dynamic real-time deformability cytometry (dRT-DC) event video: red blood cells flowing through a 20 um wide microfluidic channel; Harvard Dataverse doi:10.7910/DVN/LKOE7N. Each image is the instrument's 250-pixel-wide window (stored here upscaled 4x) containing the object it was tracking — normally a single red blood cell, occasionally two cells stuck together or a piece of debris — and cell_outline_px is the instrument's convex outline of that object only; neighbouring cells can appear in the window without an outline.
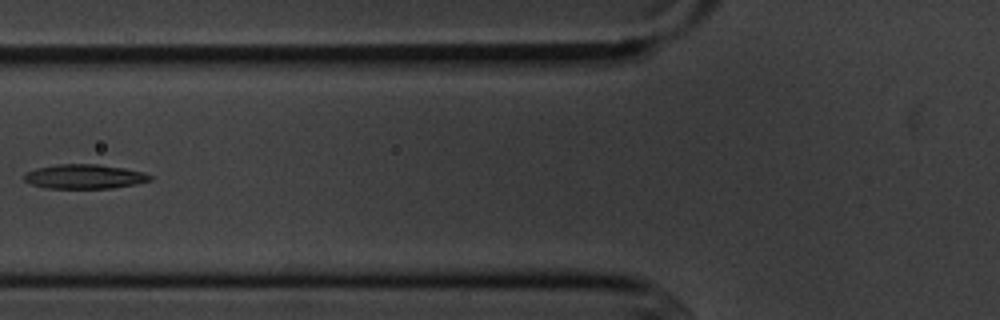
{"species": "common noctule bat (a hibernating species)", "species_latin": "Nyctalus noctula", "temperature_condition": "cold", "stored_images_in_passage": 4, "camera_frame_rate_fps": 3000, "um_per_image_px": 0.085, "animal": {"sex": "male", "body_mass_g": 20.1, "forearm_length_mm": 53.5}, "frame": {"image": 1, "passage_image": 3, "time_ms": 2.667, "image_size_px": [1000, 320], "cell_outline_px": [[152, 180], [136, 184], [112, 188], [44, 188], [32, 184], [24, 180], [24, 176], [28, 172], [36, 168], [60, 164], [96, 164], [124, 168], [144, 172], [152, 176]], "centroid_in_image_um": [7.21, 15.01], "position_along_channel_um": 118.6, "area_um2": 17.8}}
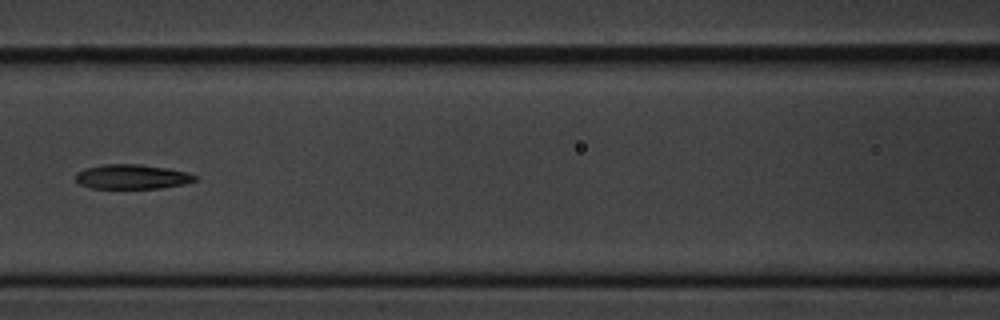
{"frame": {"image": 2, "passage_image": 4, "time_ms": 3.667, "image_size_px": [1000, 320], "cell_outline_px": [[200, 176], [196, 180], [184, 184], [160, 188], [92, 188], [80, 184], [76, 180], [76, 172], [84, 168], [104, 164], [140, 164], [168, 168], [188, 172]], "centroid_in_image_um": [11.25, 15.01], "position_along_channel_um": 155.3, "area_um2": 17.22}}